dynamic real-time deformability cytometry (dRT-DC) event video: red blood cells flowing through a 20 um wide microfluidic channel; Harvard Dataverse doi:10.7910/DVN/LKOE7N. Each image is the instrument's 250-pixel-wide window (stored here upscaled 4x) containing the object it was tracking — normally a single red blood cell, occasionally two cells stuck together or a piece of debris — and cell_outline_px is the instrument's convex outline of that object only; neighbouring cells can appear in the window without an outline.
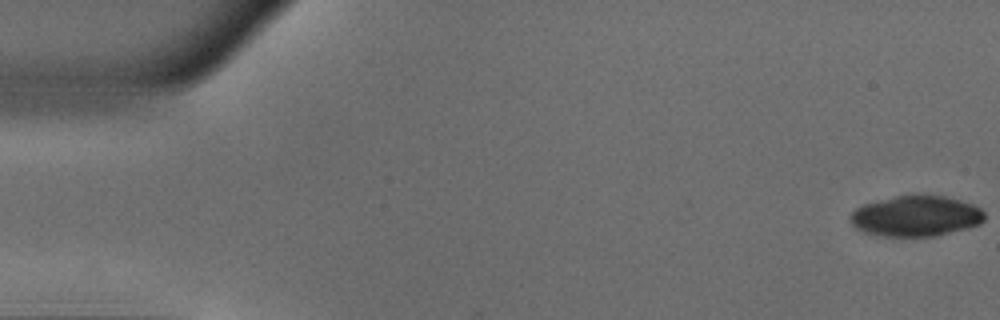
{"species": "common noctule bat (a hibernating species)", "species_latin": "Nyctalus noctula", "temperature_condition": "warm", "stored_images_in_passage": 19, "camera_frame_rate_fps": 3000, "um_per_image_px": 0.085, "animal": {"sex": "male", "body_mass_g": 18.8}, "frame": {"image": 1, "passage_image": 1, "time_ms": 0.0, "image_size_px": [1000, 320], "cell_outline_px": [[984, 220], [980, 224], [932, 236], [880, 236], [864, 232], [856, 228], [852, 224], [848, 216], [856, 208], [864, 204], [896, 196], [944, 196], [960, 200], [972, 204], [980, 208], [984, 212]], "centroid_in_image_um": [77.82, 18.37], "position_along_channel_um": 7.2, "area_um2": 31.33}}